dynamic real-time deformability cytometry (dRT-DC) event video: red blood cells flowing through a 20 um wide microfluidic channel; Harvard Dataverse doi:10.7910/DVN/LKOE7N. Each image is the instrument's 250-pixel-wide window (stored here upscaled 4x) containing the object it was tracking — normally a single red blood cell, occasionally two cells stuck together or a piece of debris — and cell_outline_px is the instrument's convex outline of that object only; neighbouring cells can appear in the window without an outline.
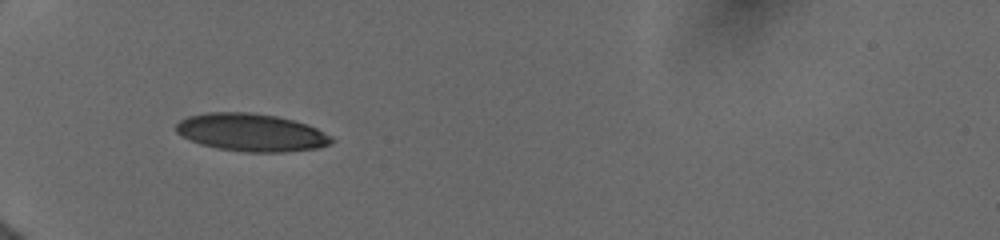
{"species": "human", "species_latin": "Homo sapiens", "temperature_condition": "cold", "stored_images_in_passage": 10, "camera_frame_rate_fps": 3000, "um_per_image_px": 0.085, "donor": {"sex": "female"}, "frame": {"image": 1, "passage_image": 9, "time_ms": 6.0, "image_size_px": [1000, 240], "cell_outline_px": [[336, 140], [332, 144], [320, 148], [284, 152], [244, 152], [216, 148], [200, 144], [180, 136], [176, 132], [176, 124], [180, 120], [188, 116], [208, 112], [248, 112], [276, 116], [308, 124], [332, 136]], "centroid_in_image_um": [21.38, 11.27], "position_along_channel_um": 63.6, "area_um2": 34.51}}